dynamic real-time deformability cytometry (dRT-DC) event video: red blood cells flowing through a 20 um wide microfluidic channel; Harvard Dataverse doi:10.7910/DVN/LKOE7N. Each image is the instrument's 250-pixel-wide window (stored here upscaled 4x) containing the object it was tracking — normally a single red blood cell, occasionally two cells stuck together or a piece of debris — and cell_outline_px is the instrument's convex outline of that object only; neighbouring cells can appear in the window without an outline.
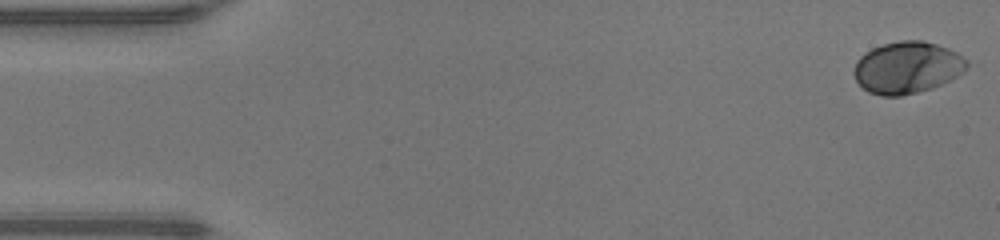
{"species": "human", "species_latin": "Homo sapiens", "temperature_condition": "warm", "stored_images_in_passage": 48, "camera_frame_rate_fps": 3000, "um_per_image_px": 0.085, "donor": {"sex": "male"}, "frame": {"image": 1, "passage_image": 1, "time_ms": 0.0, "image_size_px": [1000, 240], "cell_outline_px": [[980, 64], [932, 88], [900, 96], [880, 96], [868, 92], [856, 80], [852, 72], [856, 60], [864, 52], [872, 48], [884, 44], [900, 40], [924, 40], [948, 48]], "centroid_in_image_um": [77.19, 5.72], "position_along_channel_um": 7.8, "area_um2": 34.91}}
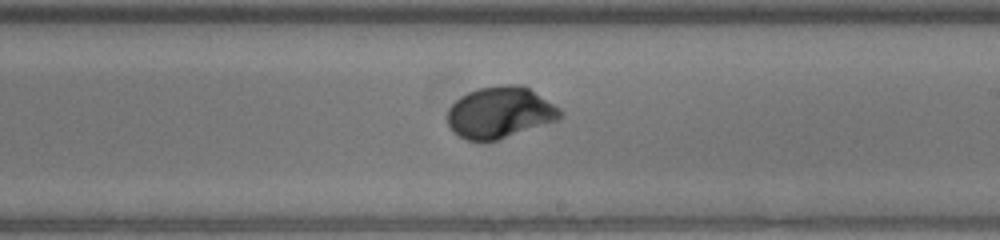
{"frame": {"image": 2, "passage_image": 28, "time_ms": 9.0, "image_size_px": [1000, 240], "cell_outline_px": [[564, 116], [556, 120], [496, 140], [468, 140], [452, 132], [448, 124], [448, 108], [460, 96], [468, 92], [480, 88], [504, 84], [524, 84], [560, 108], [564, 112]], "centroid_in_image_um": [42.5, 9.53], "position_along_channel_um": 246.5, "area_um2": 33.64}}
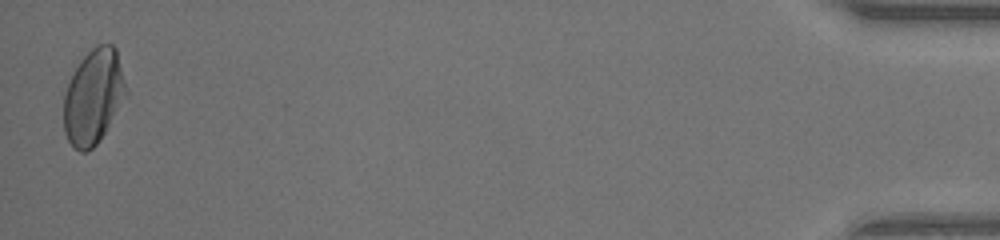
{"frame": {"image": 3, "passage_image": 48, "time_ms": 15.667, "image_size_px": [1000, 240], "cell_outline_px": [[128, 96], [100, 140], [88, 152], [80, 152], [68, 140], [64, 132], [64, 96], [68, 84], [80, 60], [96, 44], [112, 44], [116, 48], [128, 92]], "centroid_in_image_um": [7.97, 8.23], "position_along_channel_um": 427.2, "area_um2": 34.56}, "authors_computed_cell_mechanics": {"area_um2": 32.8304, "velocity_mm_per_s": 4.2392, "shape_relaxation_time_tau1_ms": 2.3522, "shape_relaxation_time_tau2_ms": null, "deformation_change_tau1": 0.1506, "deformation_change_tau2": null}}